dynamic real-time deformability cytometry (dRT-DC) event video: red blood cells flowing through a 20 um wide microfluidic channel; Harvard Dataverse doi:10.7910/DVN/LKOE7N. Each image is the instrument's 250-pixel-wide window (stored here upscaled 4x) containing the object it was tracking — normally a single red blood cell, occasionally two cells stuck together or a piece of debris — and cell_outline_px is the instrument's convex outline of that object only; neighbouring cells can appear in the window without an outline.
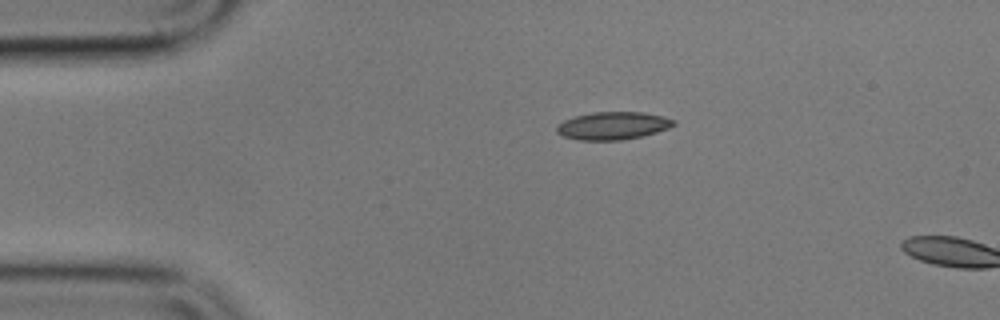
{"species": "common noctule bat (a hibernating species)", "species_latin": "Nyctalus noctula", "temperature_condition": "cold", "stored_images_in_passage": 2, "camera_frame_rate_fps": 3000, "um_per_image_px": 0.085, "animal": {"sex": "male", "body_mass_g": 17.9}, "frame": {"image": 1, "passage_image": 2, "time_ms": 1.333, "image_size_px": [1000, 320], "cell_outline_px": [[676, 124], [668, 128], [656, 132], [624, 140], [580, 140], [564, 136], [556, 132], [556, 124], [564, 120], [576, 116], [592, 112], [644, 112], [664, 116], [676, 120]], "centroid_in_image_um": [52.1, 10.68], "position_along_channel_um": 32.9, "area_um2": 18.96}}